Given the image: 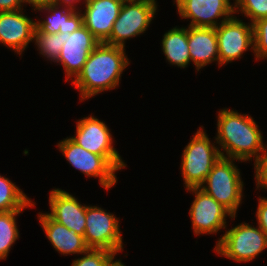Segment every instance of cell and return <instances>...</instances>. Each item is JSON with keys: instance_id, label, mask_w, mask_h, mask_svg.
<instances>
[{"instance_id": "6da1fadb", "label": "cell", "mask_w": 267, "mask_h": 266, "mask_svg": "<svg viewBox=\"0 0 267 266\" xmlns=\"http://www.w3.org/2000/svg\"><path fill=\"white\" fill-rule=\"evenodd\" d=\"M217 118L215 141L218 147L220 145L222 157L240 162L254 157L256 162L265 153L267 145H264L259 126L250 115L225 108L218 112Z\"/></svg>"}, {"instance_id": "7a4b0ae2", "label": "cell", "mask_w": 267, "mask_h": 266, "mask_svg": "<svg viewBox=\"0 0 267 266\" xmlns=\"http://www.w3.org/2000/svg\"><path fill=\"white\" fill-rule=\"evenodd\" d=\"M125 48L100 43L90 54L72 84L81 101L119 86L121 74L130 64Z\"/></svg>"}, {"instance_id": "3957f363", "label": "cell", "mask_w": 267, "mask_h": 266, "mask_svg": "<svg viewBox=\"0 0 267 266\" xmlns=\"http://www.w3.org/2000/svg\"><path fill=\"white\" fill-rule=\"evenodd\" d=\"M203 129L199 127L182 153L180 169L186 189L202 186L214 164L222 157L219 147L211 143Z\"/></svg>"}, {"instance_id": "277c9868", "label": "cell", "mask_w": 267, "mask_h": 266, "mask_svg": "<svg viewBox=\"0 0 267 266\" xmlns=\"http://www.w3.org/2000/svg\"><path fill=\"white\" fill-rule=\"evenodd\" d=\"M235 159L220 157L200 188L213 197L233 216L242 203L243 181ZM207 184V186H206Z\"/></svg>"}, {"instance_id": "5b68a950", "label": "cell", "mask_w": 267, "mask_h": 266, "mask_svg": "<svg viewBox=\"0 0 267 266\" xmlns=\"http://www.w3.org/2000/svg\"><path fill=\"white\" fill-rule=\"evenodd\" d=\"M267 248V235L257 226L241 223L217 241L214 251L236 262H249Z\"/></svg>"}, {"instance_id": "8992f818", "label": "cell", "mask_w": 267, "mask_h": 266, "mask_svg": "<svg viewBox=\"0 0 267 266\" xmlns=\"http://www.w3.org/2000/svg\"><path fill=\"white\" fill-rule=\"evenodd\" d=\"M156 0H124L105 44L125 47V40L145 33L157 10Z\"/></svg>"}, {"instance_id": "52a82bcc", "label": "cell", "mask_w": 267, "mask_h": 266, "mask_svg": "<svg viewBox=\"0 0 267 266\" xmlns=\"http://www.w3.org/2000/svg\"><path fill=\"white\" fill-rule=\"evenodd\" d=\"M86 245L93 249H106L116 255L123 251V241L119 220L106 210L97 206L86 208Z\"/></svg>"}, {"instance_id": "ba28073f", "label": "cell", "mask_w": 267, "mask_h": 266, "mask_svg": "<svg viewBox=\"0 0 267 266\" xmlns=\"http://www.w3.org/2000/svg\"><path fill=\"white\" fill-rule=\"evenodd\" d=\"M76 125V136L70 137L73 141L91 153L104 156L117 170L126 167L113 146V136L105 122L89 115L77 121Z\"/></svg>"}, {"instance_id": "9c48e42d", "label": "cell", "mask_w": 267, "mask_h": 266, "mask_svg": "<svg viewBox=\"0 0 267 266\" xmlns=\"http://www.w3.org/2000/svg\"><path fill=\"white\" fill-rule=\"evenodd\" d=\"M57 147L69 164L88 177L99 178L102 188L109 190L117 183V169L104 157L79 146L70 137L61 140Z\"/></svg>"}, {"instance_id": "30bf717a", "label": "cell", "mask_w": 267, "mask_h": 266, "mask_svg": "<svg viewBox=\"0 0 267 266\" xmlns=\"http://www.w3.org/2000/svg\"><path fill=\"white\" fill-rule=\"evenodd\" d=\"M217 36L219 65L240 59L244 52L254 51V29L252 23H245L234 15L215 28Z\"/></svg>"}, {"instance_id": "8fae6325", "label": "cell", "mask_w": 267, "mask_h": 266, "mask_svg": "<svg viewBox=\"0 0 267 266\" xmlns=\"http://www.w3.org/2000/svg\"><path fill=\"white\" fill-rule=\"evenodd\" d=\"M186 190L195 194L189 211L195 235L215 234L227 227V216L233 219L236 217L200 187Z\"/></svg>"}, {"instance_id": "7c38bea8", "label": "cell", "mask_w": 267, "mask_h": 266, "mask_svg": "<svg viewBox=\"0 0 267 266\" xmlns=\"http://www.w3.org/2000/svg\"><path fill=\"white\" fill-rule=\"evenodd\" d=\"M179 16L191 19L189 26L216 28L235 14L230 0H174ZM222 19L218 23V19Z\"/></svg>"}, {"instance_id": "4fadbf2b", "label": "cell", "mask_w": 267, "mask_h": 266, "mask_svg": "<svg viewBox=\"0 0 267 266\" xmlns=\"http://www.w3.org/2000/svg\"><path fill=\"white\" fill-rule=\"evenodd\" d=\"M99 44L100 42L84 25L69 34L61 48L58 59L55 61L62 64L65 69L66 82L70 78L73 81L77 77L86 63L89 54Z\"/></svg>"}, {"instance_id": "5bb4252c", "label": "cell", "mask_w": 267, "mask_h": 266, "mask_svg": "<svg viewBox=\"0 0 267 266\" xmlns=\"http://www.w3.org/2000/svg\"><path fill=\"white\" fill-rule=\"evenodd\" d=\"M123 2L124 0H88L85 3L83 25L100 43L109 39Z\"/></svg>"}, {"instance_id": "9a60e30c", "label": "cell", "mask_w": 267, "mask_h": 266, "mask_svg": "<svg viewBox=\"0 0 267 266\" xmlns=\"http://www.w3.org/2000/svg\"><path fill=\"white\" fill-rule=\"evenodd\" d=\"M22 10L0 12V43L19 55L33 41L36 29V22Z\"/></svg>"}, {"instance_id": "2e32d148", "label": "cell", "mask_w": 267, "mask_h": 266, "mask_svg": "<svg viewBox=\"0 0 267 266\" xmlns=\"http://www.w3.org/2000/svg\"><path fill=\"white\" fill-rule=\"evenodd\" d=\"M50 213L53 220L66 226L76 234L84 236L86 228V205L80 202L69 192L60 188L51 190L49 196Z\"/></svg>"}, {"instance_id": "e0dca14e", "label": "cell", "mask_w": 267, "mask_h": 266, "mask_svg": "<svg viewBox=\"0 0 267 266\" xmlns=\"http://www.w3.org/2000/svg\"><path fill=\"white\" fill-rule=\"evenodd\" d=\"M39 221L53 245V248L62 255L83 254L89 249L86 245L84 236L76 234L66 226L53 220L47 213H38Z\"/></svg>"}, {"instance_id": "ac0fdd59", "label": "cell", "mask_w": 267, "mask_h": 266, "mask_svg": "<svg viewBox=\"0 0 267 266\" xmlns=\"http://www.w3.org/2000/svg\"><path fill=\"white\" fill-rule=\"evenodd\" d=\"M188 46L191 62L197 71L214 61H217L219 66L215 28L188 26Z\"/></svg>"}, {"instance_id": "d6986e66", "label": "cell", "mask_w": 267, "mask_h": 266, "mask_svg": "<svg viewBox=\"0 0 267 266\" xmlns=\"http://www.w3.org/2000/svg\"><path fill=\"white\" fill-rule=\"evenodd\" d=\"M60 6H62V10L59 9ZM37 10L51 12L50 16H46V20L36 21V29L41 33L71 34L83 25L82 11L67 4L56 3Z\"/></svg>"}, {"instance_id": "ffe728a7", "label": "cell", "mask_w": 267, "mask_h": 266, "mask_svg": "<svg viewBox=\"0 0 267 266\" xmlns=\"http://www.w3.org/2000/svg\"><path fill=\"white\" fill-rule=\"evenodd\" d=\"M162 51L171 65L185 68L191 62L188 46V27H174L163 35Z\"/></svg>"}, {"instance_id": "44dd1931", "label": "cell", "mask_w": 267, "mask_h": 266, "mask_svg": "<svg viewBox=\"0 0 267 266\" xmlns=\"http://www.w3.org/2000/svg\"><path fill=\"white\" fill-rule=\"evenodd\" d=\"M35 203L10 179L0 175V212L24 210Z\"/></svg>"}, {"instance_id": "7402d4cb", "label": "cell", "mask_w": 267, "mask_h": 266, "mask_svg": "<svg viewBox=\"0 0 267 266\" xmlns=\"http://www.w3.org/2000/svg\"><path fill=\"white\" fill-rule=\"evenodd\" d=\"M23 210L0 212V260L6 259L11 246L19 238L16 217Z\"/></svg>"}, {"instance_id": "603a6c76", "label": "cell", "mask_w": 267, "mask_h": 266, "mask_svg": "<svg viewBox=\"0 0 267 266\" xmlns=\"http://www.w3.org/2000/svg\"><path fill=\"white\" fill-rule=\"evenodd\" d=\"M68 37V33H41L35 29L33 42H35L38 46L39 53L43 55V57L55 62L58 59L61 48Z\"/></svg>"}, {"instance_id": "cb8c5ba5", "label": "cell", "mask_w": 267, "mask_h": 266, "mask_svg": "<svg viewBox=\"0 0 267 266\" xmlns=\"http://www.w3.org/2000/svg\"><path fill=\"white\" fill-rule=\"evenodd\" d=\"M82 256L73 260L71 266H111L116 254L106 249L89 248Z\"/></svg>"}, {"instance_id": "d4e9b609", "label": "cell", "mask_w": 267, "mask_h": 266, "mask_svg": "<svg viewBox=\"0 0 267 266\" xmlns=\"http://www.w3.org/2000/svg\"><path fill=\"white\" fill-rule=\"evenodd\" d=\"M235 13H243L251 23L267 17V0H235Z\"/></svg>"}, {"instance_id": "484cf974", "label": "cell", "mask_w": 267, "mask_h": 266, "mask_svg": "<svg viewBox=\"0 0 267 266\" xmlns=\"http://www.w3.org/2000/svg\"><path fill=\"white\" fill-rule=\"evenodd\" d=\"M254 55L256 60L267 58V17L253 23Z\"/></svg>"}, {"instance_id": "4316f807", "label": "cell", "mask_w": 267, "mask_h": 266, "mask_svg": "<svg viewBox=\"0 0 267 266\" xmlns=\"http://www.w3.org/2000/svg\"><path fill=\"white\" fill-rule=\"evenodd\" d=\"M256 189H267V150L254 162Z\"/></svg>"}, {"instance_id": "83f0119b", "label": "cell", "mask_w": 267, "mask_h": 266, "mask_svg": "<svg viewBox=\"0 0 267 266\" xmlns=\"http://www.w3.org/2000/svg\"><path fill=\"white\" fill-rule=\"evenodd\" d=\"M258 227L267 235V197H260L256 212Z\"/></svg>"}, {"instance_id": "f1b7e54d", "label": "cell", "mask_w": 267, "mask_h": 266, "mask_svg": "<svg viewBox=\"0 0 267 266\" xmlns=\"http://www.w3.org/2000/svg\"><path fill=\"white\" fill-rule=\"evenodd\" d=\"M25 0H0V12L21 10Z\"/></svg>"}, {"instance_id": "f546056e", "label": "cell", "mask_w": 267, "mask_h": 266, "mask_svg": "<svg viewBox=\"0 0 267 266\" xmlns=\"http://www.w3.org/2000/svg\"><path fill=\"white\" fill-rule=\"evenodd\" d=\"M26 3L32 5L34 11H36L38 8L47 7L51 4H56L57 0H25Z\"/></svg>"}, {"instance_id": "4dcf8cb0", "label": "cell", "mask_w": 267, "mask_h": 266, "mask_svg": "<svg viewBox=\"0 0 267 266\" xmlns=\"http://www.w3.org/2000/svg\"><path fill=\"white\" fill-rule=\"evenodd\" d=\"M81 0H57V3H60V4H67V5H70V6H73V7H76V4L75 3H79ZM88 0H84V3L85 4ZM75 5V6H74Z\"/></svg>"}, {"instance_id": "1f68e13d", "label": "cell", "mask_w": 267, "mask_h": 266, "mask_svg": "<svg viewBox=\"0 0 267 266\" xmlns=\"http://www.w3.org/2000/svg\"><path fill=\"white\" fill-rule=\"evenodd\" d=\"M111 266H125L121 260H116Z\"/></svg>"}]
</instances>
